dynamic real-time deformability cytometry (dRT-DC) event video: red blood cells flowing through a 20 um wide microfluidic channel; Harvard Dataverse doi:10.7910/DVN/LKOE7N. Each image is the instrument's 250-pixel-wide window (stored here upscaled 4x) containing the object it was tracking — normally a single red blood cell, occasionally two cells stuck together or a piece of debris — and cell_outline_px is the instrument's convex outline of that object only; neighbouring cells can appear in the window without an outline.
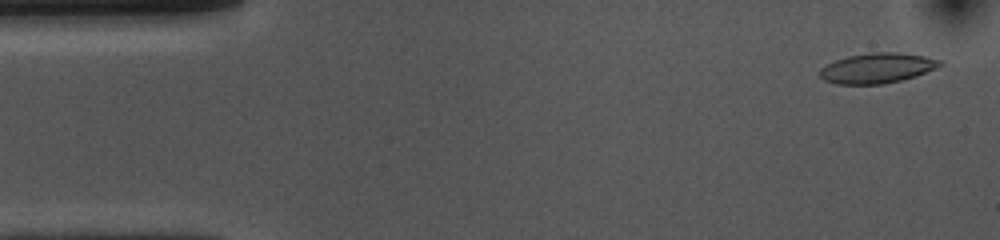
{"species": "common noctule bat (a hibernating species)", "species_latin": "Nyctalus noctula", "temperature_condition": "cold", "stored_images_in_passage": 52, "camera_frame_rate_fps": 3000, "um_per_image_px": 0.085, "animal": {"sex": "female", "body_mass_g": 10.0, "forearm_length_mm": 53.1}, "frame": {"image": 1, "passage_image": 2, "time_ms": 0.333, "image_size_px": [1000, 240], "cell_outline_px": [[944, 64], [936, 68], [916, 76], [900, 80], [880, 84], [836, 84], [824, 80], [820, 76], [820, 68], [836, 60], [848, 56], [872, 52], [900, 52], [924, 56], [944, 60]], "centroid_in_image_um": [74.6, 5.78], "position_along_channel_um": 10.4, "area_um2": 21.1}}
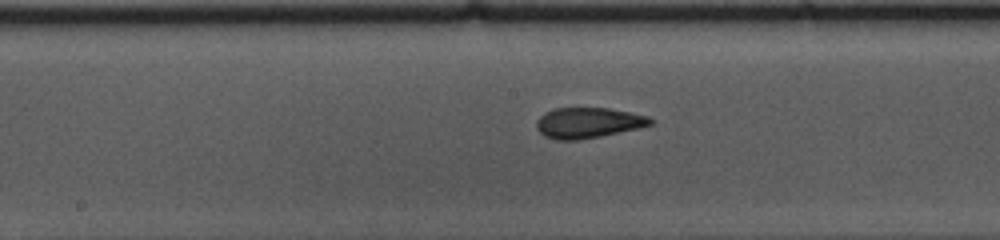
{"frame": {"image": 2, "passage_image": 25, "time_ms": 8.0, "image_size_px": [1000, 240], "cell_outline_px": [[652, 124], [636, 128], [600, 136], [580, 140], [556, 140], [544, 136], [536, 128], [536, 120], [544, 112], [552, 108], [608, 108], [648, 116], [652, 120]], "centroid_in_image_um": [49.91, 10.43], "position_along_channel_um": 198.3, "area_um2": 20.17}}
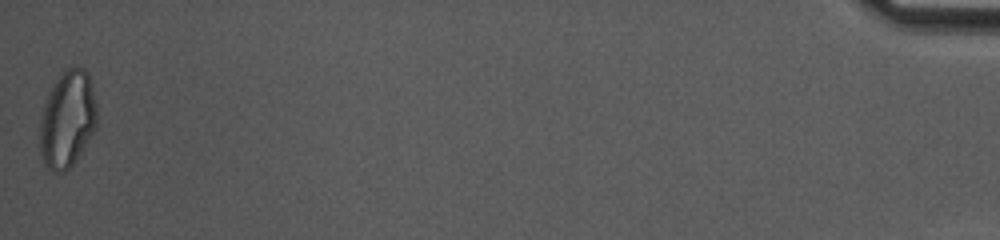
{"frame": {"image": 3, "passage_image": 52, "time_ms": 17.0, "image_size_px": [1000, 240], "cell_outline_px": [[96, 128], [72, 164], [64, 172], [52, 172], [44, 164], [40, 152], [40, 120], [44, 104], [48, 92], [52, 84], [60, 72], [76, 64], [84, 68], [88, 72], [96, 104]], "centroid_in_image_um": [5.71, 10.08], "position_along_channel_um": 429.5, "area_um2": 32.31}, "authors_computed_cell_mechanics": {"area_um2": 21.0681, "velocity_mm_per_s": 3.7191, "shape_relaxation_time_tau1_ms": 5.5158, "shape_relaxation_time_tau2_ms": 1.6128, "deformation_change_tau1": 0.1584, "deformation_change_tau2": 0.0798}}